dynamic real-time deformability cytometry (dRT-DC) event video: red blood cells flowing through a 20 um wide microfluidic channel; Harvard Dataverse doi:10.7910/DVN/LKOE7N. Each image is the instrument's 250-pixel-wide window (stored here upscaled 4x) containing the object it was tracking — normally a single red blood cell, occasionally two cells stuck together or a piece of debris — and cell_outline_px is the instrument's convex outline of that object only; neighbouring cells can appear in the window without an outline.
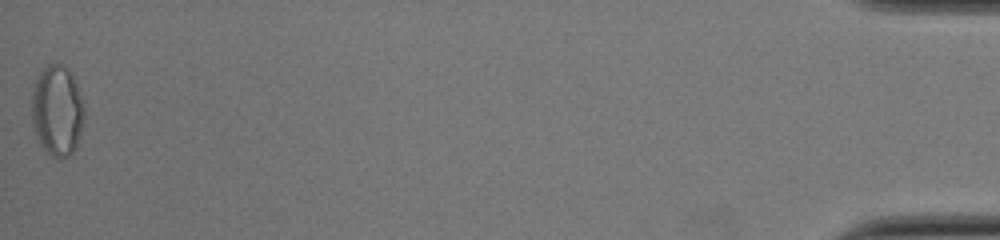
{"species": "common noctule bat (a hibernating species)", "species_latin": "Nyctalus noctula", "temperature_condition": "cold", "stored_images_in_passage": 50, "segment_of_instrument_passage": [2, 2], "camera_frame_rate_fps": 3000, "um_per_image_px": 0.085, "animal": {"sex": "female", "body_mass_g": 22.0, "forearm_length_mm": 56.7}, "frame": {"image": 1, "passage_image": 50, "time_ms": 16.333, "image_size_px": [1000, 240], "cell_outline_px": [[84, 116], [76, 148], [68, 156], [60, 160], [52, 156], [40, 144], [36, 136], [32, 120], [32, 88], [40, 72], [48, 64], [56, 60], [68, 68], [72, 72], [84, 100]], "centroid_in_image_um": [4.88, 9.35], "position_along_channel_um": 430.3, "area_um2": 28.26}}